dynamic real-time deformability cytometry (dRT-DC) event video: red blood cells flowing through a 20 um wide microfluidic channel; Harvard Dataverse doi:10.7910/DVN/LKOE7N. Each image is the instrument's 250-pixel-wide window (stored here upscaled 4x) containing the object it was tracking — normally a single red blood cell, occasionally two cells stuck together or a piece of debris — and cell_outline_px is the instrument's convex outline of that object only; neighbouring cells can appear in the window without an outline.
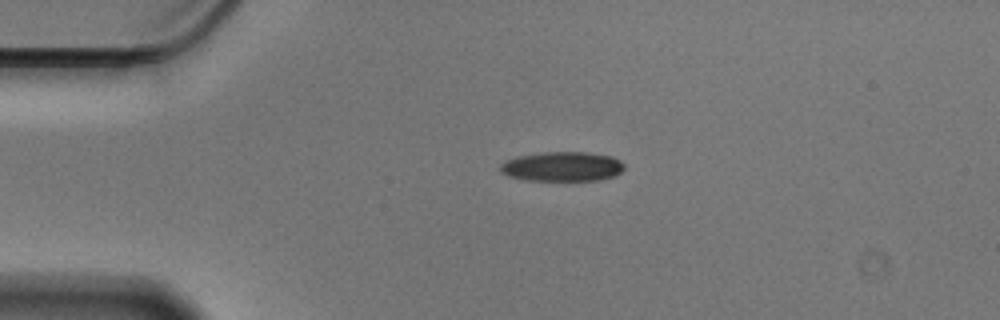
{"species": "Egyptian fruit bat (a non-hibernating species)", "species_latin": "Rousettus aegyptiacus", "temperature_condition": "cold", "stored_images_in_passage": 45, "camera_frame_rate_fps": 3000, "um_per_image_px": 0.085, "animal": {"sex": "male"}, "frame": {"image": 1, "passage_image": 1, "time_ms": 0.0, "image_size_px": [1000, 320], "cell_outline_px": [[624, 168], [616, 176], [600, 180], [528, 180], [508, 176], [500, 172], [500, 164], [504, 160], [516, 156], [544, 152], [584, 152], [612, 156], [620, 160], [624, 164]], "centroid_in_image_um": [47.78, 14.15], "position_along_channel_um": 37.2, "area_um2": 21.5}}
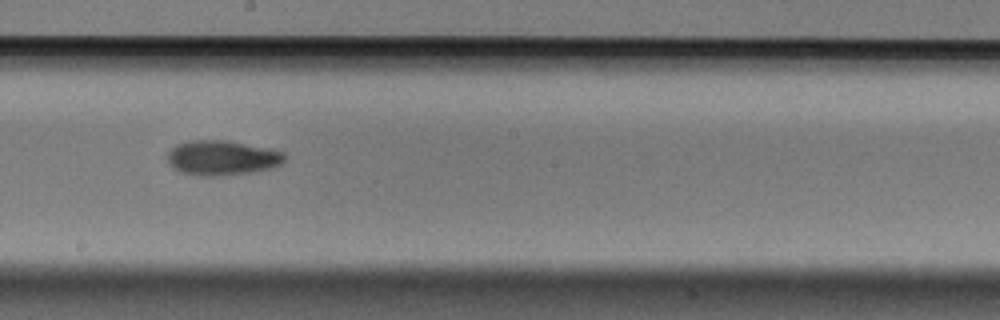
{"frame": {"image": 2, "passage_image": 20, "time_ms": 6.333, "image_size_px": [1000, 320], "cell_outline_px": [[288, 156], [280, 164], [272, 168], [252, 172], [220, 176], [196, 176], [180, 172], [172, 168], [168, 160], [168, 152], [176, 144], [192, 140], [228, 140], [272, 148], [284, 152]], "centroid_in_image_um": [18.9, 13.41], "position_along_channel_um": 229.3, "area_um2": 24.22}}
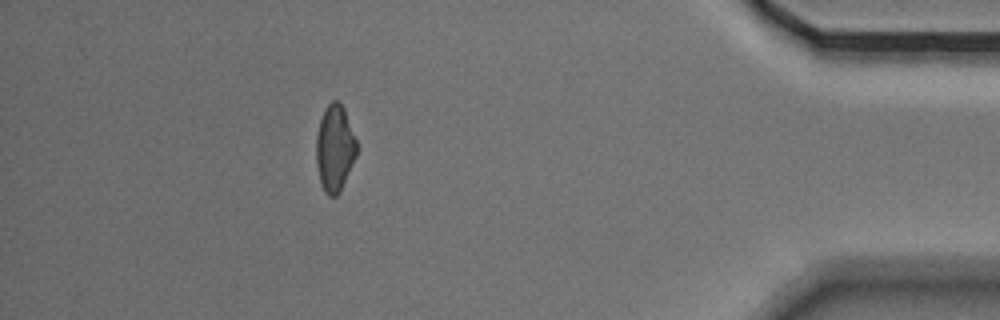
{"frame": {"image": 3, "passage_image": 39, "time_ms": 12.667, "image_size_px": [1000, 320], "cell_outline_px": [[360, 148], [340, 192], [336, 196], [328, 196], [324, 192], [320, 180], [316, 164], [316, 136], [320, 120], [328, 104], [332, 100], [336, 100], [344, 108]], "centroid_in_image_um": [28.48, 12.62], "position_along_channel_um": 406.7, "area_um2": 20.63}, "authors_computed_cell_mechanics": {"area_um2": 21.964, "velocity_mm_per_s": 3.5581, "shape_relaxation_time_tau1_ms": 6.361, "shape_relaxation_time_tau2_ms": null, "deformation_change_tau1": 0.1512, "deformation_change_tau2": null}}